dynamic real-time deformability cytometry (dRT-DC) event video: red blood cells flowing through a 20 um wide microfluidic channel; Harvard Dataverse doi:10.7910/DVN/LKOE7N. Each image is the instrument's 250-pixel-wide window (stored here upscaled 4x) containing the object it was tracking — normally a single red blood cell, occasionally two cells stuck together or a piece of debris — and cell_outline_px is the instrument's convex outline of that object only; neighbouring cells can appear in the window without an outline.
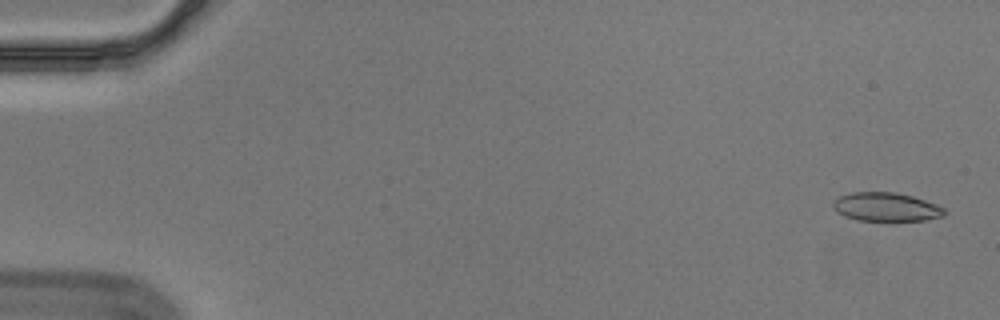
{"species": "Egyptian fruit bat (a non-hibernating species)", "species_latin": "Rousettus aegyptiacus", "temperature_condition": "cold", "stored_images_in_passage": 56, "camera_frame_rate_fps": 3000, "um_per_image_px": 0.085, "animal": {"sex": "male"}, "frame": {"image": 1, "passage_image": 2, "time_ms": 0.333, "image_size_px": [1000, 320], "cell_outline_px": [[948, 212], [944, 216], [924, 220], [856, 220], [844, 216], [836, 212], [832, 208], [832, 200], [840, 196], [852, 192], [896, 192], [912, 196], [936, 204], [944, 208]], "centroid_in_image_um": [75.29, 17.58], "position_along_channel_um": 9.7, "area_um2": 18.73}}
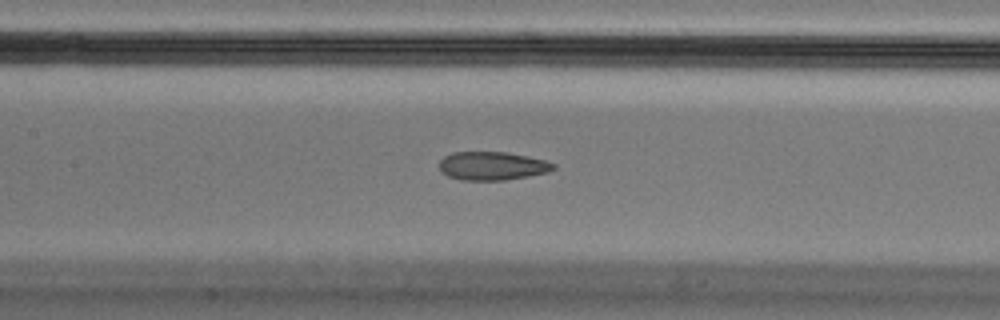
{"frame": {"image": 2, "passage_image": 27, "time_ms": 8.667, "image_size_px": [1000, 320], "cell_outline_px": [[556, 168], [548, 172], [528, 176], [504, 180], [460, 180], [448, 176], [440, 172], [440, 160], [444, 156], [452, 152], [508, 152], [544, 160], [556, 164]], "centroid_in_image_um": [41.82, 14.1], "position_along_channel_um": 165.6, "area_um2": 18.96}}
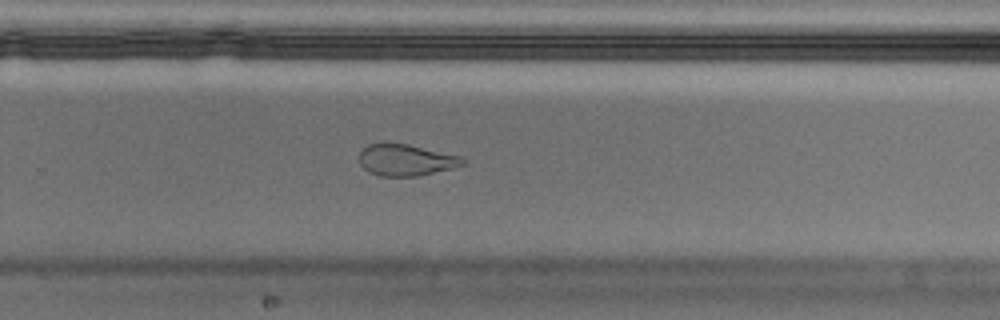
{"frame": {"image": 3, "passage_image": 38, "time_ms": 12.333, "image_size_px": [1000, 320], "cell_outline_px": [[468, 160], [464, 164], [452, 168], [420, 176], [380, 176], [368, 172], [360, 164], [360, 152], [368, 144], [384, 140], [388, 140], [408, 144], [460, 156]], "centroid_in_image_um": [34.47, 13.57], "position_along_channel_um": 295.3, "area_um2": 19.48}}